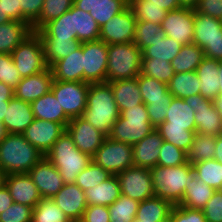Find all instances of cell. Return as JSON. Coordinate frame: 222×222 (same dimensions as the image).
<instances>
[{"instance_id":"30bf717a","label":"cell","mask_w":222,"mask_h":222,"mask_svg":"<svg viewBox=\"0 0 222 222\" xmlns=\"http://www.w3.org/2000/svg\"><path fill=\"white\" fill-rule=\"evenodd\" d=\"M88 82H64L53 80L51 91L63 107L69 119L82 116L86 108Z\"/></svg>"},{"instance_id":"f546056e","label":"cell","mask_w":222,"mask_h":222,"mask_svg":"<svg viewBox=\"0 0 222 222\" xmlns=\"http://www.w3.org/2000/svg\"><path fill=\"white\" fill-rule=\"evenodd\" d=\"M218 64L219 60L204 57L196 69L200 81V94L212 101L219 96Z\"/></svg>"},{"instance_id":"681fc988","label":"cell","mask_w":222,"mask_h":222,"mask_svg":"<svg viewBox=\"0 0 222 222\" xmlns=\"http://www.w3.org/2000/svg\"><path fill=\"white\" fill-rule=\"evenodd\" d=\"M159 37H166L161 25L148 21L136 22L133 42L141 50L147 46H151L152 42Z\"/></svg>"},{"instance_id":"52a82bcc","label":"cell","mask_w":222,"mask_h":222,"mask_svg":"<svg viewBox=\"0 0 222 222\" xmlns=\"http://www.w3.org/2000/svg\"><path fill=\"white\" fill-rule=\"evenodd\" d=\"M20 76L28 77L47 70L42 39L37 32L27 36L11 53Z\"/></svg>"},{"instance_id":"be15d7a7","label":"cell","mask_w":222,"mask_h":222,"mask_svg":"<svg viewBox=\"0 0 222 222\" xmlns=\"http://www.w3.org/2000/svg\"><path fill=\"white\" fill-rule=\"evenodd\" d=\"M147 4L158 5L167 12L182 7L179 0H147Z\"/></svg>"},{"instance_id":"f6af8a7d","label":"cell","mask_w":222,"mask_h":222,"mask_svg":"<svg viewBox=\"0 0 222 222\" xmlns=\"http://www.w3.org/2000/svg\"><path fill=\"white\" fill-rule=\"evenodd\" d=\"M156 130L160 133L164 141L172 143L174 146L188 151L193 143L196 131H189L186 128L167 127V122L164 121Z\"/></svg>"},{"instance_id":"484cf974","label":"cell","mask_w":222,"mask_h":222,"mask_svg":"<svg viewBox=\"0 0 222 222\" xmlns=\"http://www.w3.org/2000/svg\"><path fill=\"white\" fill-rule=\"evenodd\" d=\"M216 190L205 184L203 180L196 177V172L192 170L186 179L185 192L178 205L202 210Z\"/></svg>"},{"instance_id":"d590c367","label":"cell","mask_w":222,"mask_h":222,"mask_svg":"<svg viewBox=\"0 0 222 222\" xmlns=\"http://www.w3.org/2000/svg\"><path fill=\"white\" fill-rule=\"evenodd\" d=\"M47 66L50 67L58 60L67 57L78 50L82 42L77 39H42Z\"/></svg>"},{"instance_id":"680465c9","label":"cell","mask_w":222,"mask_h":222,"mask_svg":"<svg viewBox=\"0 0 222 222\" xmlns=\"http://www.w3.org/2000/svg\"><path fill=\"white\" fill-rule=\"evenodd\" d=\"M171 101L146 102V111L151 124L156 128L165 121L166 111Z\"/></svg>"},{"instance_id":"5b68a950","label":"cell","mask_w":222,"mask_h":222,"mask_svg":"<svg viewBox=\"0 0 222 222\" xmlns=\"http://www.w3.org/2000/svg\"><path fill=\"white\" fill-rule=\"evenodd\" d=\"M142 57L134 42L108 45L106 82L138 77Z\"/></svg>"},{"instance_id":"c3c4849f","label":"cell","mask_w":222,"mask_h":222,"mask_svg":"<svg viewBox=\"0 0 222 222\" xmlns=\"http://www.w3.org/2000/svg\"><path fill=\"white\" fill-rule=\"evenodd\" d=\"M41 39H77L70 32L69 10L37 31Z\"/></svg>"},{"instance_id":"89a4df30","label":"cell","mask_w":222,"mask_h":222,"mask_svg":"<svg viewBox=\"0 0 222 222\" xmlns=\"http://www.w3.org/2000/svg\"><path fill=\"white\" fill-rule=\"evenodd\" d=\"M9 105V101L0 102V121L4 120L6 109Z\"/></svg>"},{"instance_id":"d4e9b609","label":"cell","mask_w":222,"mask_h":222,"mask_svg":"<svg viewBox=\"0 0 222 222\" xmlns=\"http://www.w3.org/2000/svg\"><path fill=\"white\" fill-rule=\"evenodd\" d=\"M49 68L52 71L54 80L84 82L83 42L78 50L53 63Z\"/></svg>"},{"instance_id":"6da1fadb","label":"cell","mask_w":222,"mask_h":222,"mask_svg":"<svg viewBox=\"0 0 222 222\" xmlns=\"http://www.w3.org/2000/svg\"><path fill=\"white\" fill-rule=\"evenodd\" d=\"M81 117L108 136L112 126L120 117V111L109 83L89 84L86 108Z\"/></svg>"},{"instance_id":"7dc6e473","label":"cell","mask_w":222,"mask_h":222,"mask_svg":"<svg viewBox=\"0 0 222 222\" xmlns=\"http://www.w3.org/2000/svg\"><path fill=\"white\" fill-rule=\"evenodd\" d=\"M140 74L168 84L175 72L169 61L142 58Z\"/></svg>"},{"instance_id":"11a10c76","label":"cell","mask_w":222,"mask_h":222,"mask_svg":"<svg viewBox=\"0 0 222 222\" xmlns=\"http://www.w3.org/2000/svg\"><path fill=\"white\" fill-rule=\"evenodd\" d=\"M170 222H207L202 210L174 205L170 212Z\"/></svg>"},{"instance_id":"9f6ffc18","label":"cell","mask_w":222,"mask_h":222,"mask_svg":"<svg viewBox=\"0 0 222 222\" xmlns=\"http://www.w3.org/2000/svg\"><path fill=\"white\" fill-rule=\"evenodd\" d=\"M21 21L32 26L39 18L44 0H19Z\"/></svg>"},{"instance_id":"277c9868","label":"cell","mask_w":222,"mask_h":222,"mask_svg":"<svg viewBox=\"0 0 222 222\" xmlns=\"http://www.w3.org/2000/svg\"><path fill=\"white\" fill-rule=\"evenodd\" d=\"M155 127L151 124L144 103L124 109L107 137L115 141L134 145L150 134Z\"/></svg>"},{"instance_id":"2e32d148","label":"cell","mask_w":222,"mask_h":222,"mask_svg":"<svg viewBox=\"0 0 222 222\" xmlns=\"http://www.w3.org/2000/svg\"><path fill=\"white\" fill-rule=\"evenodd\" d=\"M66 131L73 139L75 146L81 152L87 153L91 157L107 137L81 116L70 119L66 125Z\"/></svg>"},{"instance_id":"ffe728a7","label":"cell","mask_w":222,"mask_h":222,"mask_svg":"<svg viewBox=\"0 0 222 222\" xmlns=\"http://www.w3.org/2000/svg\"><path fill=\"white\" fill-rule=\"evenodd\" d=\"M5 186L14 203L34 208L42 199L37 186L33 183L28 173L8 174Z\"/></svg>"},{"instance_id":"cb8c5ba5","label":"cell","mask_w":222,"mask_h":222,"mask_svg":"<svg viewBox=\"0 0 222 222\" xmlns=\"http://www.w3.org/2000/svg\"><path fill=\"white\" fill-rule=\"evenodd\" d=\"M34 119L31 103L13 97L2 122L7 133L22 134Z\"/></svg>"},{"instance_id":"a7ac6f4b","label":"cell","mask_w":222,"mask_h":222,"mask_svg":"<svg viewBox=\"0 0 222 222\" xmlns=\"http://www.w3.org/2000/svg\"><path fill=\"white\" fill-rule=\"evenodd\" d=\"M213 105L222 116V95H219L213 100Z\"/></svg>"},{"instance_id":"e575fe53","label":"cell","mask_w":222,"mask_h":222,"mask_svg":"<svg viewBox=\"0 0 222 222\" xmlns=\"http://www.w3.org/2000/svg\"><path fill=\"white\" fill-rule=\"evenodd\" d=\"M200 81L196 71L175 73L168 83V90L175 98L184 99L200 94Z\"/></svg>"},{"instance_id":"9a60e30c","label":"cell","mask_w":222,"mask_h":222,"mask_svg":"<svg viewBox=\"0 0 222 222\" xmlns=\"http://www.w3.org/2000/svg\"><path fill=\"white\" fill-rule=\"evenodd\" d=\"M136 22L132 11L127 7L100 27L99 40L107 45L133 42Z\"/></svg>"},{"instance_id":"7a4b0ae2","label":"cell","mask_w":222,"mask_h":222,"mask_svg":"<svg viewBox=\"0 0 222 222\" xmlns=\"http://www.w3.org/2000/svg\"><path fill=\"white\" fill-rule=\"evenodd\" d=\"M45 157L18 133H7L0 143V168L7 174L28 173Z\"/></svg>"},{"instance_id":"7c38bea8","label":"cell","mask_w":222,"mask_h":222,"mask_svg":"<svg viewBox=\"0 0 222 222\" xmlns=\"http://www.w3.org/2000/svg\"><path fill=\"white\" fill-rule=\"evenodd\" d=\"M194 111L196 133L222 134V116L213 105V101L204 98L201 94H194L183 99Z\"/></svg>"},{"instance_id":"34e18365","label":"cell","mask_w":222,"mask_h":222,"mask_svg":"<svg viewBox=\"0 0 222 222\" xmlns=\"http://www.w3.org/2000/svg\"><path fill=\"white\" fill-rule=\"evenodd\" d=\"M7 173L0 168V189L5 186Z\"/></svg>"},{"instance_id":"8c879c8a","label":"cell","mask_w":222,"mask_h":222,"mask_svg":"<svg viewBox=\"0 0 222 222\" xmlns=\"http://www.w3.org/2000/svg\"><path fill=\"white\" fill-rule=\"evenodd\" d=\"M12 20L7 14H4L3 8H2V1H0V25Z\"/></svg>"},{"instance_id":"836d02e7","label":"cell","mask_w":222,"mask_h":222,"mask_svg":"<svg viewBox=\"0 0 222 222\" xmlns=\"http://www.w3.org/2000/svg\"><path fill=\"white\" fill-rule=\"evenodd\" d=\"M166 112L165 121L167 122V127L186 128L189 131H196L195 111L183 99L173 97Z\"/></svg>"},{"instance_id":"753ad0ef","label":"cell","mask_w":222,"mask_h":222,"mask_svg":"<svg viewBox=\"0 0 222 222\" xmlns=\"http://www.w3.org/2000/svg\"><path fill=\"white\" fill-rule=\"evenodd\" d=\"M218 75H219V85H220L219 95H222V60L219 61L218 64Z\"/></svg>"},{"instance_id":"6125c7cd","label":"cell","mask_w":222,"mask_h":222,"mask_svg":"<svg viewBox=\"0 0 222 222\" xmlns=\"http://www.w3.org/2000/svg\"><path fill=\"white\" fill-rule=\"evenodd\" d=\"M4 14H7L12 20L21 21V11L19 0H0Z\"/></svg>"},{"instance_id":"ac0fdd59","label":"cell","mask_w":222,"mask_h":222,"mask_svg":"<svg viewBox=\"0 0 222 222\" xmlns=\"http://www.w3.org/2000/svg\"><path fill=\"white\" fill-rule=\"evenodd\" d=\"M28 175L37 186L41 198H52L65 184L58 169L46 157L37 163Z\"/></svg>"},{"instance_id":"f1b7e54d","label":"cell","mask_w":222,"mask_h":222,"mask_svg":"<svg viewBox=\"0 0 222 222\" xmlns=\"http://www.w3.org/2000/svg\"><path fill=\"white\" fill-rule=\"evenodd\" d=\"M119 111L142 104L138 77L109 82Z\"/></svg>"},{"instance_id":"74e56055","label":"cell","mask_w":222,"mask_h":222,"mask_svg":"<svg viewBox=\"0 0 222 222\" xmlns=\"http://www.w3.org/2000/svg\"><path fill=\"white\" fill-rule=\"evenodd\" d=\"M216 136L196 133L188 149L187 161L192 165L201 161L214 159Z\"/></svg>"},{"instance_id":"bcb514c9","label":"cell","mask_w":222,"mask_h":222,"mask_svg":"<svg viewBox=\"0 0 222 222\" xmlns=\"http://www.w3.org/2000/svg\"><path fill=\"white\" fill-rule=\"evenodd\" d=\"M139 201L123 194L108 207L110 222H132L136 218Z\"/></svg>"},{"instance_id":"db71d44e","label":"cell","mask_w":222,"mask_h":222,"mask_svg":"<svg viewBox=\"0 0 222 222\" xmlns=\"http://www.w3.org/2000/svg\"><path fill=\"white\" fill-rule=\"evenodd\" d=\"M33 208L13 203L9 209L0 214V222H32Z\"/></svg>"},{"instance_id":"03108f58","label":"cell","mask_w":222,"mask_h":222,"mask_svg":"<svg viewBox=\"0 0 222 222\" xmlns=\"http://www.w3.org/2000/svg\"><path fill=\"white\" fill-rule=\"evenodd\" d=\"M14 97V89L0 81V102L10 101Z\"/></svg>"},{"instance_id":"1f68e13d","label":"cell","mask_w":222,"mask_h":222,"mask_svg":"<svg viewBox=\"0 0 222 222\" xmlns=\"http://www.w3.org/2000/svg\"><path fill=\"white\" fill-rule=\"evenodd\" d=\"M87 205H112L121 195L116 175L84 191Z\"/></svg>"},{"instance_id":"4fadbf2b","label":"cell","mask_w":222,"mask_h":222,"mask_svg":"<svg viewBox=\"0 0 222 222\" xmlns=\"http://www.w3.org/2000/svg\"><path fill=\"white\" fill-rule=\"evenodd\" d=\"M107 54L108 45L104 41L83 42L84 82H106Z\"/></svg>"},{"instance_id":"91938a15","label":"cell","mask_w":222,"mask_h":222,"mask_svg":"<svg viewBox=\"0 0 222 222\" xmlns=\"http://www.w3.org/2000/svg\"><path fill=\"white\" fill-rule=\"evenodd\" d=\"M79 222H110L108 206L88 205Z\"/></svg>"},{"instance_id":"003e7915","label":"cell","mask_w":222,"mask_h":222,"mask_svg":"<svg viewBox=\"0 0 222 222\" xmlns=\"http://www.w3.org/2000/svg\"><path fill=\"white\" fill-rule=\"evenodd\" d=\"M214 159L222 162V134L216 136Z\"/></svg>"},{"instance_id":"94428289","label":"cell","mask_w":222,"mask_h":222,"mask_svg":"<svg viewBox=\"0 0 222 222\" xmlns=\"http://www.w3.org/2000/svg\"><path fill=\"white\" fill-rule=\"evenodd\" d=\"M194 13H201L222 19V0H199L193 8Z\"/></svg>"},{"instance_id":"3957f363","label":"cell","mask_w":222,"mask_h":222,"mask_svg":"<svg viewBox=\"0 0 222 222\" xmlns=\"http://www.w3.org/2000/svg\"><path fill=\"white\" fill-rule=\"evenodd\" d=\"M45 157L58 169L65 184L75 183L78 174L85 169L92 157L81 152L65 130Z\"/></svg>"},{"instance_id":"60d3db41","label":"cell","mask_w":222,"mask_h":222,"mask_svg":"<svg viewBox=\"0 0 222 222\" xmlns=\"http://www.w3.org/2000/svg\"><path fill=\"white\" fill-rule=\"evenodd\" d=\"M196 177L215 190H222V162L210 159L193 164Z\"/></svg>"},{"instance_id":"6f0895ef","label":"cell","mask_w":222,"mask_h":222,"mask_svg":"<svg viewBox=\"0 0 222 222\" xmlns=\"http://www.w3.org/2000/svg\"><path fill=\"white\" fill-rule=\"evenodd\" d=\"M207 222H222V190H216L202 209Z\"/></svg>"},{"instance_id":"ab89813d","label":"cell","mask_w":222,"mask_h":222,"mask_svg":"<svg viewBox=\"0 0 222 222\" xmlns=\"http://www.w3.org/2000/svg\"><path fill=\"white\" fill-rule=\"evenodd\" d=\"M183 45L170 37H159L142 50V58H155V60H166L171 63Z\"/></svg>"},{"instance_id":"7402d4cb","label":"cell","mask_w":222,"mask_h":222,"mask_svg":"<svg viewBox=\"0 0 222 222\" xmlns=\"http://www.w3.org/2000/svg\"><path fill=\"white\" fill-rule=\"evenodd\" d=\"M73 5L88 12L99 27L123 12L128 7V0H74Z\"/></svg>"},{"instance_id":"f907efd6","label":"cell","mask_w":222,"mask_h":222,"mask_svg":"<svg viewBox=\"0 0 222 222\" xmlns=\"http://www.w3.org/2000/svg\"><path fill=\"white\" fill-rule=\"evenodd\" d=\"M111 176L112 174L109 171L104 170L101 166L91 161L90 164L78 174L75 184L85 191L90 187L102 183Z\"/></svg>"},{"instance_id":"e7e4bbea","label":"cell","mask_w":222,"mask_h":222,"mask_svg":"<svg viewBox=\"0 0 222 222\" xmlns=\"http://www.w3.org/2000/svg\"><path fill=\"white\" fill-rule=\"evenodd\" d=\"M13 203V198L9 194L6 186L2 187L0 189V214L9 209Z\"/></svg>"},{"instance_id":"8992f818","label":"cell","mask_w":222,"mask_h":222,"mask_svg":"<svg viewBox=\"0 0 222 222\" xmlns=\"http://www.w3.org/2000/svg\"><path fill=\"white\" fill-rule=\"evenodd\" d=\"M192 170L190 162L176 167L156 165L150 169L154 195L178 205L185 192L187 176Z\"/></svg>"},{"instance_id":"d6986e66","label":"cell","mask_w":222,"mask_h":222,"mask_svg":"<svg viewBox=\"0 0 222 222\" xmlns=\"http://www.w3.org/2000/svg\"><path fill=\"white\" fill-rule=\"evenodd\" d=\"M52 199L72 222H79L88 206L84 191L75 183L64 184Z\"/></svg>"},{"instance_id":"4316f807","label":"cell","mask_w":222,"mask_h":222,"mask_svg":"<svg viewBox=\"0 0 222 222\" xmlns=\"http://www.w3.org/2000/svg\"><path fill=\"white\" fill-rule=\"evenodd\" d=\"M70 32L80 42L99 40L100 27L88 12L76 8L74 5L69 10Z\"/></svg>"},{"instance_id":"2a66077c","label":"cell","mask_w":222,"mask_h":222,"mask_svg":"<svg viewBox=\"0 0 222 222\" xmlns=\"http://www.w3.org/2000/svg\"><path fill=\"white\" fill-rule=\"evenodd\" d=\"M132 222H148V221H142V220H138V219L134 218V220Z\"/></svg>"},{"instance_id":"4dcf8cb0","label":"cell","mask_w":222,"mask_h":222,"mask_svg":"<svg viewBox=\"0 0 222 222\" xmlns=\"http://www.w3.org/2000/svg\"><path fill=\"white\" fill-rule=\"evenodd\" d=\"M31 26L25 22L10 20L0 25V53L11 54L30 34Z\"/></svg>"},{"instance_id":"e0dca14e","label":"cell","mask_w":222,"mask_h":222,"mask_svg":"<svg viewBox=\"0 0 222 222\" xmlns=\"http://www.w3.org/2000/svg\"><path fill=\"white\" fill-rule=\"evenodd\" d=\"M65 130L63 124L35 118L22 134L31 145L45 155Z\"/></svg>"},{"instance_id":"7bdbcfd3","label":"cell","mask_w":222,"mask_h":222,"mask_svg":"<svg viewBox=\"0 0 222 222\" xmlns=\"http://www.w3.org/2000/svg\"><path fill=\"white\" fill-rule=\"evenodd\" d=\"M74 0H44L38 20L31 26L32 32L39 31L45 24L59 18L71 9Z\"/></svg>"},{"instance_id":"f35d334b","label":"cell","mask_w":222,"mask_h":222,"mask_svg":"<svg viewBox=\"0 0 222 222\" xmlns=\"http://www.w3.org/2000/svg\"><path fill=\"white\" fill-rule=\"evenodd\" d=\"M203 58L204 52L198 45H183L171 65L175 73L196 71Z\"/></svg>"},{"instance_id":"d6a6232c","label":"cell","mask_w":222,"mask_h":222,"mask_svg":"<svg viewBox=\"0 0 222 222\" xmlns=\"http://www.w3.org/2000/svg\"><path fill=\"white\" fill-rule=\"evenodd\" d=\"M173 206L170 201L153 196L139 203L136 219L148 222H170Z\"/></svg>"},{"instance_id":"5bb4252c","label":"cell","mask_w":222,"mask_h":222,"mask_svg":"<svg viewBox=\"0 0 222 222\" xmlns=\"http://www.w3.org/2000/svg\"><path fill=\"white\" fill-rule=\"evenodd\" d=\"M161 28L167 37L173 38L182 45L193 44L194 38V10L180 7L167 12L161 23Z\"/></svg>"},{"instance_id":"8d00e7d4","label":"cell","mask_w":222,"mask_h":222,"mask_svg":"<svg viewBox=\"0 0 222 222\" xmlns=\"http://www.w3.org/2000/svg\"><path fill=\"white\" fill-rule=\"evenodd\" d=\"M138 85L142 102L172 101L173 95L168 90V84L149 76L139 74Z\"/></svg>"},{"instance_id":"b9f144b4","label":"cell","mask_w":222,"mask_h":222,"mask_svg":"<svg viewBox=\"0 0 222 222\" xmlns=\"http://www.w3.org/2000/svg\"><path fill=\"white\" fill-rule=\"evenodd\" d=\"M128 7L132 11L137 22H153L161 25L167 11L155 4H147V0H128Z\"/></svg>"},{"instance_id":"603a6c76","label":"cell","mask_w":222,"mask_h":222,"mask_svg":"<svg viewBox=\"0 0 222 222\" xmlns=\"http://www.w3.org/2000/svg\"><path fill=\"white\" fill-rule=\"evenodd\" d=\"M164 139L156 128L141 141L132 145L134 166L152 169L157 165Z\"/></svg>"},{"instance_id":"11e5206c","label":"cell","mask_w":222,"mask_h":222,"mask_svg":"<svg viewBox=\"0 0 222 222\" xmlns=\"http://www.w3.org/2000/svg\"><path fill=\"white\" fill-rule=\"evenodd\" d=\"M6 135H7V132L5 130L4 124L2 121H0V143L5 138Z\"/></svg>"},{"instance_id":"2644e50d","label":"cell","mask_w":222,"mask_h":222,"mask_svg":"<svg viewBox=\"0 0 222 222\" xmlns=\"http://www.w3.org/2000/svg\"><path fill=\"white\" fill-rule=\"evenodd\" d=\"M199 0H179L182 7L194 8Z\"/></svg>"},{"instance_id":"8fae6325","label":"cell","mask_w":222,"mask_h":222,"mask_svg":"<svg viewBox=\"0 0 222 222\" xmlns=\"http://www.w3.org/2000/svg\"><path fill=\"white\" fill-rule=\"evenodd\" d=\"M121 194L139 202L154 195L152 176L149 169L141 167H128L116 175Z\"/></svg>"},{"instance_id":"ee69618b","label":"cell","mask_w":222,"mask_h":222,"mask_svg":"<svg viewBox=\"0 0 222 222\" xmlns=\"http://www.w3.org/2000/svg\"><path fill=\"white\" fill-rule=\"evenodd\" d=\"M32 222H72L52 198H42L33 208Z\"/></svg>"},{"instance_id":"83f0119b","label":"cell","mask_w":222,"mask_h":222,"mask_svg":"<svg viewBox=\"0 0 222 222\" xmlns=\"http://www.w3.org/2000/svg\"><path fill=\"white\" fill-rule=\"evenodd\" d=\"M31 107L36 119L60 123L65 127L70 121L51 90L37 100H34L31 103Z\"/></svg>"},{"instance_id":"f5cc1de1","label":"cell","mask_w":222,"mask_h":222,"mask_svg":"<svg viewBox=\"0 0 222 222\" xmlns=\"http://www.w3.org/2000/svg\"><path fill=\"white\" fill-rule=\"evenodd\" d=\"M21 79L12 55L0 53V81L15 89Z\"/></svg>"},{"instance_id":"ba28073f","label":"cell","mask_w":222,"mask_h":222,"mask_svg":"<svg viewBox=\"0 0 222 222\" xmlns=\"http://www.w3.org/2000/svg\"><path fill=\"white\" fill-rule=\"evenodd\" d=\"M193 44L204 52V57L222 60V21L220 19L194 13Z\"/></svg>"},{"instance_id":"9c48e42d","label":"cell","mask_w":222,"mask_h":222,"mask_svg":"<svg viewBox=\"0 0 222 222\" xmlns=\"http://www.w3.org/2000/svg\"><path fill=\"white\" fill-rule=\"evenodd\" d=\"M132 145L106 137L103 144L92 156V161L112 175L134 166Z\"/></svg>"},{"instance_id":"44dd1931","label":"cell","mask_w":222,"mask_h":222,"mask_svg":"<svg viewBox=\"0 0 222 222\" xmlns=\"http://www.w3.org/2000/svg\"><path fill=\"white\" fill-rule=\"evenodd\" d=\"M53 80L50 68L40 73L23 77L14 89V97L32 103L51 90Z\"/></svg>"},{"instance_id":"816d5d0a","label":"cell","mask_w":222,"mask_h":222,"mask_svg":"<svg viewBox=\"0 0 222 222\" xmlns=\"http://www.w3.org/2000/svg\"><path fill=\"white\" fill-rule=\"evenodd\" d=\"M187 153L172 143L163 142L160 147L157 165L163 167H176L187 163Z\"/></svg>"}]
</instances>
